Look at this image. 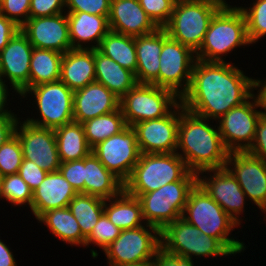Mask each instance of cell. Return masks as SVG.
Returning <instances> with one entry per match:
<instances>
[{"instance_id":"obj_14","label":"cell","mask_w":266,"mask_h":266,"mask_svg":"<svg viewBox=\"0 0 266 266\" xmlns=\"http://www.w3.org/2000/svg\"><path fill=\"white\" fill-rule=\"evenodd\" d=\"M99 161L123 183L129 178L140 157L136 132L127 126L91 149Z\"/></svg>"},{"instance_id":"obj_23","label":"cell","mask_w":266,"mask_h":266,"mask_svg":"<svg viewBox=\"0 0 266 266\" xmlns=\"http://www.w3.org/2000/svg\"><path fill=\"white\" fill-rule=\"evenodd\" d=\"M76 190L60 171L47 173L43 182L33 191L31 211L37 219L42 213L68 207L77 195Z\"/></svg>"},{"instance_id":"obj_11","label":"cell","mask_w":266,"mask_h":266,"mask_svg":"<svg viewBox=\"0 0 266 266\" xmlns=\"http://www.w3.org/2000/svg\"><path fill=\"white\" fill-rule=\"evenodd\" d=\"M28 93H33L42 120L27 118V122L55 129L74 121V91L61 80L30 87L21 96L25 98Z\"/></svg>"},{"instance_id":"obj_50","label":"cell","mask_w":266,"mask_h":266,"mask_svg":"<svg viewBox=\"0 0 266 266\" xmlns=\"http://www.w3.org/2000/svg\"><path fill=\"white\" fill-rule=\"evenodd\" d=\"M0 266H17L16 260L8 246L0 239Z\"/></svg>"},{"instance_id":"obj_49","label":"cell","mask_w":266,"mask_h":266,"mask_svg":"<svg viewBox=\"0 0 266 266\" xmlns=\"http://www.w3.org/2000/svg\"><path fill=\"white\" fill-rule=\"evenodd\" d=\"M17 122V117L0 118V146L15 134Z\"/></svg>"},{"instance_id":"obj_3","label":"cell","mask_w":266,"mask_h":266,"mask_svg":"<svg viewBox=\"0 0 266 266\" xmlns=\"http://www.w3.org/2000/svg\"><path fill=\"white\" fill-rule=\"evenodd\" d=\"M182 218L201 233L217 238L232 254L245 249L243 242L228 237L239 224L198 183L189 193Z\"/></svg>"},{"instance_id":"obj_31","label":"cell","mask_w":266,"mask_h":266,"mask_svg":"<svg viewBox=\"0 0 266 266\" xmlns=\"http://www.w3.org/2000/svg\"><path fill=\"white\" fill-rule=\"evenodd\" d=\"M38 221L45 223L52 234L65 243L85 245L86 238L82 235L77 219L73 216L69 207L53 209L42 213Z\"/></svg>"},{"instance_id":"obj_30","label":"cell","mask_w":266,"mask_h":266,"mask_svg":"<svg viewBox=\"0 0 266 266\" xmlns=\"http://www.w3.org/2000/svg\"><path fill=\"white\" fill-rule=\"evenodd\" d=\"M60 162L82 160L91 153L83 125L72 121L54 129Z\"/></svg>"},{"instance_id":"obj_26","label":"cell","mask_w":266,"mask_h":266,"mask_svg":"<svg viewBox=\"0 0 266 266\" xmlns=\"http://www.w3.org/2000/svg\"><path fill=\"white\" fill-rule=\"evenodd\" d=\"M60 80L72 91L94 82V49H71L64 53Z\"/></svg>"},{"instance_id":"obj_47","label":"cell","mask_w":266,"mask_h":266,"mask_svg":"<svg viewBox=\"0 0 266 266\" xmlns=\"http://www.w3.org/2000/svg\"><path fill=\"white\" fill-rule=\"evenodd\" d=\"M153 260L155 266H194L191 258L169 253L162 247L156 251Z\"/></svg>"},{"instance_id":"obj_55","label":"cell","mask_w":266,"mask_h":266,"mask_svg":"<svg viewBox=\"0 0 266 266\" xmlns=\"http://www.w3.org/2000/svg\"><path fill=\"white\" fill-rule=\"evenodd\" d=\"M0 78H2V64H1V57H0Z\"/></svg>"},{"instance_id":"obj_34","label":"cell","mask_w":266,"mask_h":266,"mask_svg":"<svg viewBox=\"0 0 266 266\" xmlns=\"http://www.w3.org/2000/svg\"><path fill=\"white\" fill-rule=\"evenodd\" d=\"M82 125L86 141L91 149L127 127L120 107L111 113L83 122Z\"/></svg>"},{"instance_id":"obj_43","label":"cell","mask_w":266,"mask_h":266,"mask_svg":"<svg viewBox=\"0 0 266 266\" xmlns=\"http://www.w3.org/2000/svg\"><path fill=\"white\" fill-rule=\"evenodd\" d=\"M59 171L77 193L84 194V158L61 162Z\"/></svg>"},{"instance_id":"obj_10","label":"cell","mask_w":266,"mask_h":266,"mask_svg":"<svg viewBox=\"0 0 266 266\" xmlns=\"http://www.w3.org/2000/svg\"><path fill=\"white\" fill-rule=\"evenodd\" d=\"M251 99L254 102L249 101ZM258 107L264 108L259 95L253 94L246 102L233 107L219 118L220 136L229 152H246L252 145L257 123L266 112L256 110Z\"/></svg>"},{"instance_id":"obj_25","label":"cell","mask_w":266,"mask_h":266,"mask_svg":"<svg viewBox=\"0 0 266 266\" xmlns=\"http://www.w3.org/2000/svg\"><path fill=\"white\" fill-rule=\"evenodd\" d=\"M66 15L72 49H98L102 39L110 31L106 16L88 14L87 12H68ZM90 41L97 44L90 47L83 46L82 43Z\"/></svg>"},{"instance_id":"obj_51","label":"cell","mask_w":266,"mask_h":266,"mask_svg":"<svg viewBox=\"0 0 266 266\" xmlns=\"http://www.w3.org/2000/svg\"><path fill=\"white\" fill-rule=\"evenodd\" d=\"M7 86L5 84V80L3 81L2 78H0V118L2 117H15L14 113H11V111H8L5 108V103L7 102Z\"/></svg>"},{"instance_id":"obj_28","label":"cell","mask_w":266,"mask_h":266,"mask_svg":"<svg viewBox=\"0 0 266 266\" xmlns=\"http://www.w3.org/2000/svg\"><path fill=\"white\" fill-rule=\"evenodd\" d=\"M95 81L121 99L136 84L135 74L94 49Z\"/></svg>"},{"instance_id":"obj_35","label":"cell","mask_w":266,"mask_h":266,"mask_svg":"<svg viewBox=\"0 0 266 266\" xmlns=\"http://www.w3.org/2000/svg\"><path fill=\"white\" fill-rule=\"evenodd\" d=\"M105 200L96 196L78 193L69 203V209L77 219L82 235L87 238L104 214Z\"/></svg>"},{"instance_id":"obj_20","label":"cell","mask_w":266,"mask_h":266,"mask_svg":"<svg viewBox=\"0 0 266 266\" xmlns=\"http://www.w3.org/2000/svg\"><path fill=\"white\" fill-rule=\"evenodd\" d=\"M33 46L19 30L0 52L2 77H7L16 93L29 89L30 61Z\"/></svg>"},{"instance_id":"obj_1","label":"cell","mask_w":266,"mask_h":266,"mask_svg":"<svg viewBox=\"0 0 266 266\" xmlns=\"http://www.w3.org/2000/svg\"><path fill=\"white\" fill-rule=\"evenodd\" d=\"M256 89V79L224 62L196 59L188 91L180 102L187 111L206 118L219 119L230 109L246 102Z\"/></svg>"},{"instance_id":"obj_22","label":"cell","mask_w":266,"mask_h":266,"mask_svg":"<svg viewBox=\"0 0 266 266\" xmlns=\"http://www.w3.org/2000/svg\"><path fill=\"white\" fill-rule=\"evenodd\" d=\"M108 23L111 31L133 37L148 35L158 29L138 0H111Z\"/></svg>"},{"instance_id":"obj_53","label":"cell","mask_w":266,"mask_h":266,"mask_svg":"<svg viewBox=\"0 0 266 266\" xmlns=\"http://www.w3.org/2000/svg\"><path fill=\"white\" fill-rule=\"evenodd\" d=\"M120 266H155V265H154V260L150 259V260L145 261V262L124 264V265H120Z\"/></svg>"},{"instance_id":"obj_33","label":"cell","mask_w":266,"mask_h":266,"mask_svg":"<svg viewBox=\"0 0 266 266\" xmlns=\"http://www.w3.org/2000/svg\"><path fill=\"white\" fill-rule=\"evenodd\" d=\"M98 50L123 68L136 74L137 55L135 37L110 30L102 39Z\"/></svg>"},{"instance_id":"obj_36","label":"cell","mask_w":266,"mask_h":266,"mask_svg":"<svg viewBox=\"0 0 266 266\" xmlns=\"http://www.w3.org/2000/svg\"><path fill=\"white\" fill-rule=\"evenodd\" d=\"M3 197L13 205L28 203L31 207L33 191L18 173L5 175L2 176L0 185V199Z\"/></svg>"},{"instance_id":"obj_6","label":"cell","mask_w":266,"mask_h":266,"mask_svg":"<svg viewBox=\"0 0 266 266\" xmlns=\"http://www.w3.org/2000/svg\"><path fill=\"white\" fill-rule=\"evenodd\" d=\"M197 178V174L189 171L180 181L141 194L138 199L145 223L161 231L167 224L182 217L189 193L197 184Z\"/></svg>"},{"instance_id":"obj_24","label":"cell","mask_w":266,"mask_h":266,"mask_svg":"<svg viewBox=\"0 0 266 266\" xmlns=\"http://www.w3.org/2000/svg\"><path fill=\"white\" fill-rule=\"evenodd\" d=\"M163 47V28L155 32L135 37L137 55L136 81L139 84L158 86L160 53Z\"/></svg>"},{"instance_id":"obj_42","label":"cell","mask_w":266,"mask_h":266,"mask_svg":"<svg viewBox=\"0 0 266 266\" xmlns=\"http://www.w3.org/2000/svg\"><path fill=\"white\" fill-rule=\"evenodd\" d=\"M111 0H65L67 12H87L109 17Z\"/></svg>"},{"instance_id":"obj_40","label":"cell","mask_w":266,"mask_h":266,"mask_svg":"<svg viewBox=\"0 0 266 266\" xmlns=\"http://www.w3.org/2000/svg\"><path fill=\"white\" fill-rule=\"evenodd\" d=\"M140 6L158 28L170 21L177 0H138Z\"/></svg>"},{"instance_id":"obj_44","label":"cell","mask_w":266,"mask_h":266,"mask_svg":"<svg viewBox=\"0 0 266 266\" xmlns=\"http://www.w3.org/2000/svg\"><path fill=\"white\" fill-rule=\"evenodd\" d=\"M65 0H31L29 18L53 16L63 13Z\"/></svg>"},{"instance_id":"obj_38","label":"cell","mask_w":266,"mask_h":266,"mask_svg":"<svg viewBox=\"0 0 266 266\" xmlns=\"http://www.w3.org/2000/svg\"><path fill=\"white\" fill-rule=\"evenodd\" d=\"M22 161V148L18 136L14 134L0 146V176L18 173Z\"/></svg>"},{"instance_id":"obj_48","label":"cell","mask_w":266,"mask_h":266,"mask_svg":"<svg viewBox=\"0 0 266 266\" xmlns=\"http://www.w3.org/2000/svg\"><path fill=\"white\" fill-rule=\"evenodd\" d=\"M19 30V26L6 16L0 14V52Z\"/></svg>"},{"instance_id":"obj_46","label":"cell","mask_w":266,"mask_h":266,"mask_svg":"<svg viewBox=\"0 0 266 266\" xmlns=\"http://www.w3.org/2000/svg\"><path fill=\"white\" fill-rule=\"evenodd\" d=\"M246 152L266 162V112L260 117L254 141Z\"/></svg>"},{"instance_id":"obj_39","label":"cell","mask_w":266,"mask_h":266,"mask_svg":"<svg viewBox=\"0 0 266 266\" xmlns=\"http://www.w3.org/2000/svg\"><path fill=\"white\" fill-rule=\"evenodd\" d=\"M121 230L103 214L92 232L85 240V245L95 244L104 251L120 235Z\"/></svg>"},{"instance_id":"obj_21","label":"cell","mask_w":266,"mask_h":266,"mask_svg":"<svg viewBox=\"0 0 266 266\" xmlns=\"http://www.w3.org/2000/svg\"><path fill=\"white\" fill-rule=\"evenodd\" d=\"M120 99L101 83L94 81L74 91L73 120L83 123L119 108Z\"/></svg>"},{"instance_id":"obj_32","label":"cell","mask_w":266,"mask_h":266,"mask_svg":"<svg viewBox=\"0 0 266 266\" xmlns=\"http://www.w3.org/2000/svg\"><path fill=\"white\" fill-rule=\"evenodd\" d=\"M63 54L33 47L30 61L29 88L60 80Z\"/></svg>"},{"instance_id":"obj_52","label":"cell","mask_w":266,"mask_h":266,"mask_svg":"<svg viewBox=\"0 0 266 266\" xmlns=\"http://www.w3.org/2000/svg\"><path fill=\"white\" fill-rule=\"evenodd\" d=\"M259 87L260 89H258V92H259L258 95L264 107L263 110L266 111V80L265 81L263 80V82L260 80H256V88H259Z\"/></svg>"},{"instance_id":"obj_8","label":"cell","mask_w":266,"mask_h":266,"mask_svg":"<svg viewBox=\"0 0 266 266\" xmlns=\"http://www.w3.org/2000/svg\"><path fill=\"white\" fill-rule=\"evenodd\" d=\"M180 99L169 89L137 83L120 99L119 107L127 126H133L138 122L165 117L180 103Z\"/></svg>"},{"instance_id":"obj_4","label":"cell","mask_w":266,"mask_h":266,"mask_svg":"<svg viewBox=\"0 0 266 266\" xmlns=\"http://www.w3.org/2000/svg\"><path fill=\"white\" fill-rule=\"evenodd\" d=\"M251 44L246 20L239 7H222L212 18L196 59L205 62H224L223 54L242 45Z\"/></svg>"},{"instance_id":"obj_45","label":"cell","mask_w":266,"mask_h":266,"mask_svg":"<svg viewBox=\"0 0 266 266\" xmlns=\"http://www.w3.org/2000/svg\"><path fill=\"white\" fill-rule=\"evenodd\" d=\"M18 174L34 191L43 182L47 172L37 166L35 162L23 159Z\"/></svg>"},{"instance_id":"obj_15","label":"cell","mask_w":266,"mask_h":266,"mask_svg":"<svg viewBox=\"0 0 266 266\" xmlns=\"http://www.w3.org/2000/svg\"><path fill=\"white\" fill-rule=\"evenodd\" d=\"M21 123L19 126L18 120L15 134L22 148L23 159L35 162L47 173L58 171L61 162L54 129L36 126L25 120Z\"/></svg>"},{"instance_id":"obj_16","label":"cell","mask_w":266,"mask_h":266,"mask_svg":"<svg viewBox=\"0 0 266 266\" xmlns=\"http://www.w3.org/2000/svg\"><path fill=\"white\" fill-rule=\"evenodd\" d=\"M180 110L181 102L165 117L138 122L132 126L136 132L140 153L177 152Z\"/></svg>"},{"instance_id":"obj_13","label":"cell","mask_w":266,"mask_h":266,"mask_svg":"<svg viewBox=\"0 0 266 266\" xmlns=\"http://www.w3.org/2000/svg\"><path fill=\"white\" fill-rule=\"evenodd\" d=\"M159 57L158 87L169 89L181 98L191 83L192 69L196 61L194 52L171 39L163 28V47Z\"/></svg>"},{"instance_id":"obj_17","label":"cell","mask_w":266,"mask_h":266,"mask_svg":"<svg viewBox=\"0 0 266 266\" xmlns=\"http://www.w3.org/2000/svg\"><path fill=\"white\" fill-rule=\"evenodd\" d=\"M225 168L236 178L247 198L266 213V162L247 152H229Z\"/></svg>"},{"instance_id":"obj_7","label":"cell","mask_w":266,"mask_h":266,"mask_svg":"<svg viewBox=\"0 0 266 266\" xmlns=\"http://www.w3.org/2000/svg\"><path fill=\"white\" fill-rule=\"evenodd\" d=\"M223 6L207 0H177L168 24V36L196 53L214 15Z\"/></svg>"},{"instance_id":"obj_2","label":"cell","mask_w":266,"mask_h":266,"mask_svg":"<svg viewBox=\"0 0 266 266\" xmlns=\"http://www.w3.org/2000/svg\"><path fill=\"white\" fill-rule=\"evenodd\" d=\"M209 119L197 116L181 103L178 125L177 154L185 161L190 172L225 168L229 151L223 144L220 132L208 125Z\"/></svg>"},{"instance_id":"obj_9","label":"cell","mask_w":266,"mask_h":266,"mask_svg":"<svg viewBox=\"0 0 266 266\" xmlns=\"http://www.w3.org/2000/svg\"><path fill=\"white\" fill-rule=\"evenodd\" d=\"M160 240L165 251L191 259L193 256L232 255L217 238L201 233L182 217L167 224L160 231Z\"/></svg>"},{"instance_id":"obj_54","label":"cell","mask_w":266,"mask_h":266,"mask_svg":"<svg viewBox=\"0 0 266 266\" xmlns=\"http://www.w3.org/2000/svg\"><path fill=\"white\" fill-rule=\"evenodd\" d=\"M207 1L214 2L216 4H219V5L223 6V7L228 6V4H227V2L225 0H207Z\"/></svg>"},{"instance_id":"obj_29","label":"cell","mask_w":266,"mask_h":266,"mask_svg":"<svg viewBox=\"0 0 266 266\" xmlns=\"http://www.w3.org/2000/svg\"><path fill=\"white\" fill-rule=\"evenodd\" d=\"M104 214L120 230L138 228L144 221L139 199L124 190L118 196L105 200Z\"/></svg>"},{"instance_id":"obj_27","label":"cell","mask_w":266,"mask_h":266,"mask_svg":"<svg viewBox=\"0 0 266 266\" xmlns=\"http://www.w3.org/2000/svg\"><path fill=\"white\" fill-rule=\"evenodd\" d=\"M84 194L104 200L118 196L124 183L91 152L84 158Z\"/></svg>"},{"instance_id":"obj_37","label":"cell","mask_w":266,"mask_h":266,"mask_svg":"<svg viewBox=\"0 0 266 266\" xmlns=\"http://www.w3.org/2000/svg\"><path fill=\"white\" fill-rule=\"evenodd\" d=\"M239 8L246 20L249 41L253 44L266 35V0H256L249 9Z\"/></svg>"},{"instance_id":"obj_5","label":"cell","mask_w":266,"mask_h":266,"mask_svg":"<svg viewBox=\"0 0 266 266\" xmlns=\"http://www.w3.org/2000/svg\"><path fill=\"white\" fill-rule=\"evenodd\" d=\"M188 172L185 161L177 152L141 153L131 175L124 182V191L138 198L168 183L180 181Z\"/></svg>"},{"instance_id":"obj_41","label":"cell","mask_w":266,"mask_h":266,"mask_svg":"<svg viewBox=\"0 0 266 266\" xmlns=\"http://www.w3.org/2000/svg\"><path fill=\"white\" fill-rule=\"evenodd\" d=\"M31 0H0V14L21 27L29 19Z\"/></svg>"},{"instance_id":"obj_18","label":"cell","mask_w":266,"mask_h":266,"mask_svg":"<svg viewBox=\"0 0 266 266\" xmlns=\"http://www.w3.org/2000/svg\"><path fill=\"white\" fill-rule=\"evenodd\" d=\"M20 30L35 48L55 50L62 54L72 49L67 15L63 13L29 18Z\"/></svg>"},{"instance_id":"obj_12","label":"cell","mask_w":266,"mask_h":266,"mask_svg":"<svg viewBox=\"0 0 266 266\" xmlns=\"http://www.w3.org/2000/svg\"><path fill=\"white\" fill-rule=\"evenodd\" d=\"M160 247V230L146 224V228L142 225L134 229L121 230L120 235L104 252L110 266H120L154 259Z\"/></svg>"},{"instance_id":"obj_19","label":"cell","mask_w":266,"mask_h":266,"mask_svg":"<svg viewBox=\"0 0 266 266\" xmlns=\"http://www.w3.org/2000/svg\"><path fill=\"white\" fill-rule=\"evenodd\" d=\"M204 172H212L214 175H210V178L200 177ZM197 183L240 225L238 215L244 211L247 198L236 178L226 168L200 172Z\"/></svg>"}]
</instances>
